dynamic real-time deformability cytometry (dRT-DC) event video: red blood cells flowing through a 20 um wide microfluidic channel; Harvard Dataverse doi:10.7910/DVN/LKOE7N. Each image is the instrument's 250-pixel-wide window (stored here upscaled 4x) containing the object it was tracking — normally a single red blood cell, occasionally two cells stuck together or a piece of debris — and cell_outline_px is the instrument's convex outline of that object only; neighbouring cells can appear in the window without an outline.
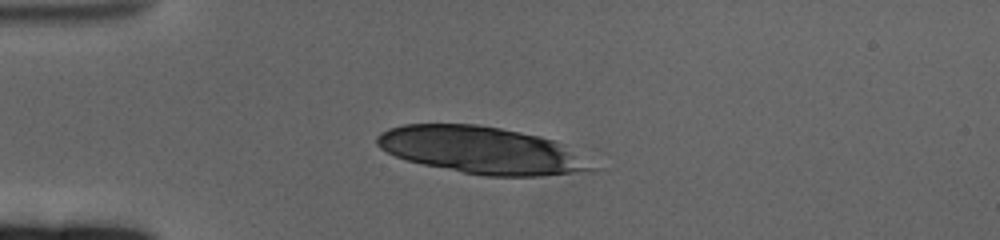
{"species": "human", "species_latin": "Homo sapiens", "temperature_condition": "cold", "stored_images_in_passage": 60, "camera_frame_rate_fps": 3000, "um_per_image_px": 0.085, "donor": {"sex": "female"}, "frame": {"image": 1, "passage_image": 15, "time_ms": 4.667, "image_size_px": [1000, 240], "cell_outline_px": [[604, 168], [596, 172], [540, 176], [488, 176], [464, 172], [424, 164], [408, 160], [396, 156], [380, 148], [376, 144], [376, 136], [380, 132], [388, 128], [404, 124], [476, 124], [500, 128], [540, 136], [556, 140]], "centroid_in_image_um": [41.07, 12.78], "position_along_channel_um": 43.9, "area_um2": 59.48}}